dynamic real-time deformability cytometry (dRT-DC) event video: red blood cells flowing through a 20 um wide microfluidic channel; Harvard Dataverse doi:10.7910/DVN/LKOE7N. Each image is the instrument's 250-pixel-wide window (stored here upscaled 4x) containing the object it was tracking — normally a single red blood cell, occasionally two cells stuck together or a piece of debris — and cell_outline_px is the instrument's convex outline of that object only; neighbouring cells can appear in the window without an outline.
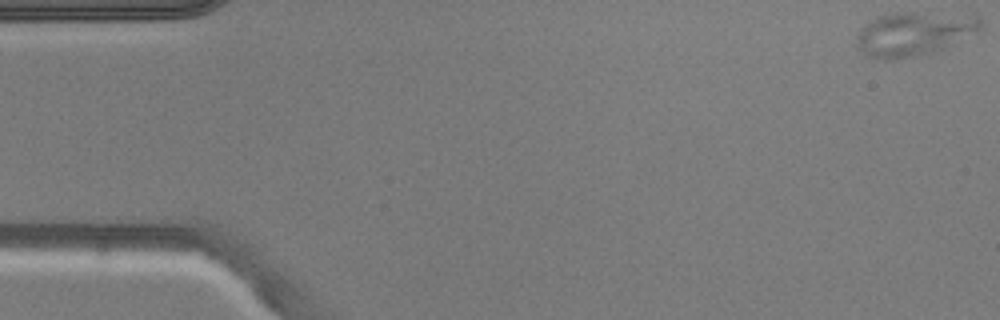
{"species": "common noctule bat (a hibernating species)", "species_latin": "Nyctalus noctula", "temperature_condition": "warm", "stored_images_in_passage": 15, "camera_frame_rate_fps": 3000, "um_per_image_px": 0.085, "animal": {"sex": "male", "body_mass_g": 20.5, "forearm_length_mm": 52.5}, "frame": {"image": 1, "passage_image": 1, "time_ms": 0.0, "image_size_px": [1000, 320], "cell_outline_px": [[984, 28], [944, 48], [912, 56], [888, 60], [884, 60], [864, 56], [856, 44], [856, 36], [860, 28], [876, 16], [892, 12], [916, 12], [980, 16], [984, 20]], "centroid_in_image_um": [77.66, 2.85], "position_along_channel_um": 7.3, "area_um2": 31.91}}
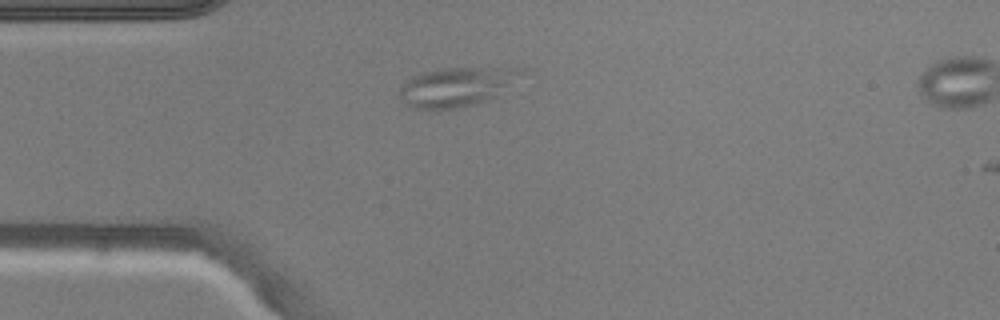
{"frame": {"image": 2, "passage_image": 13, "time_ms": 4.0, "image_size_px": [1000, 320], "cell_outline_px": [[524, 72], [496, 96], [488, 100], [464, 108], [416, 108], [404, 104], [400, 96], [400, 88], [408, 80], [420, 72], [444, 68], [524, 68]], "centroid_in_image_um": [38.8, 7.38], "position_along_channel_um": 46.2, "area_um2": 27.34}}